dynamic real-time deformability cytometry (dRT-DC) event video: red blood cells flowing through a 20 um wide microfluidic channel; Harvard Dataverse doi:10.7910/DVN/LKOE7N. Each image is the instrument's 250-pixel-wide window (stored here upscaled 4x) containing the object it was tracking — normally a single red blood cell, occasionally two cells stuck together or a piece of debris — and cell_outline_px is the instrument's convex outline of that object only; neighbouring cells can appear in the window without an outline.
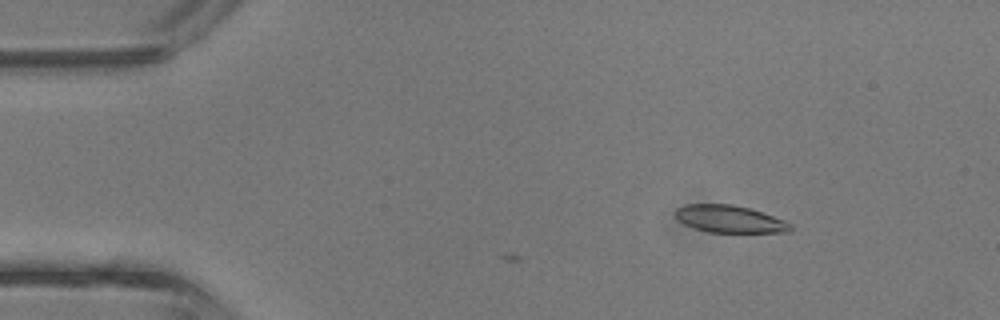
{"species": "common noctule bat (a hibernating species)", "species_latin": "Nyctalus noctula", "temperature_condition": "room temperature", "stored_images_in_passage": 5, "camera_frame_rate_fps": 3000, "um_per_image_px": 0.085, "animal": {"sex": "male", "body_mass_g": 13.3}, "frame": {"image": 1, "passage_image": 5, "time_ms": 1.333, "image_size_px": [1000, 320], "cell_outline_px": [[792, 228], [788, 232], [708, 232], [684, 224], [676, 216], [676, 208], [688, 204], [732, 204], [748, 208], [784, 220], [792, 224]], "centroid_in_image_um": [62.02, 18.62], "position_along_channel_um": 23.0, "area_um2": 17.98}}